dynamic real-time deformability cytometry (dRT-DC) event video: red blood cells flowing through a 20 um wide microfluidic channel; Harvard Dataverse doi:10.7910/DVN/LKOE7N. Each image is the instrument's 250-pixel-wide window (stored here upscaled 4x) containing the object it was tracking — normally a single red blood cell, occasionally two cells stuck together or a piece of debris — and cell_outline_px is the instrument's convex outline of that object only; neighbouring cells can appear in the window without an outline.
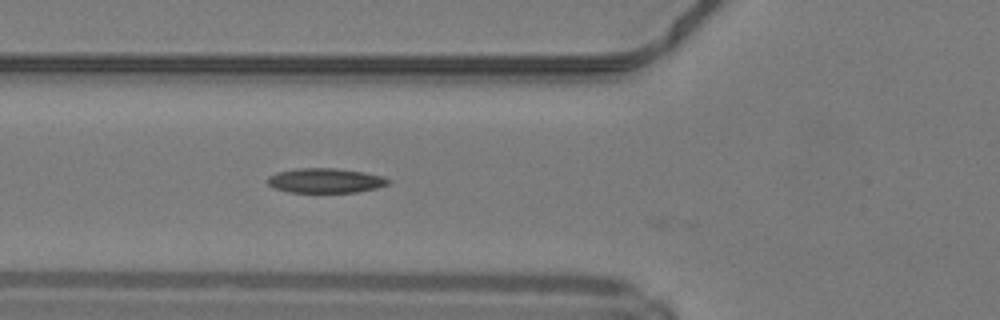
{"species": "common noctule bat (a hibernating species)", "species_latin": "Nyctalus noctula", "temperature_condition": "warm", "stored_images_in_passage": 5, "camera_frame_rate_fps": 3000, "um_per_image_px": 0.085, "animal": {"sex": "male", "body_mass_g": 19.2, "forearm_length_mm": 51.8}, "frame": {"image": 1, "passage_image": 4, "time_ms": 1.0, "image_size_px": [1000, 320], "cell_outline_px": [[392, 180], [388, 184], [376, 188], [356, 192], [288, 192], [272, 188], [268, 184], [268, 176], [276, 172], [296, 168], [336, 168], [364, 172], [384, 176]], "centroid_in_image_um": [27.65, 15.34], "position_along_channel_um": 98.1, "area_um2": 17.51}}